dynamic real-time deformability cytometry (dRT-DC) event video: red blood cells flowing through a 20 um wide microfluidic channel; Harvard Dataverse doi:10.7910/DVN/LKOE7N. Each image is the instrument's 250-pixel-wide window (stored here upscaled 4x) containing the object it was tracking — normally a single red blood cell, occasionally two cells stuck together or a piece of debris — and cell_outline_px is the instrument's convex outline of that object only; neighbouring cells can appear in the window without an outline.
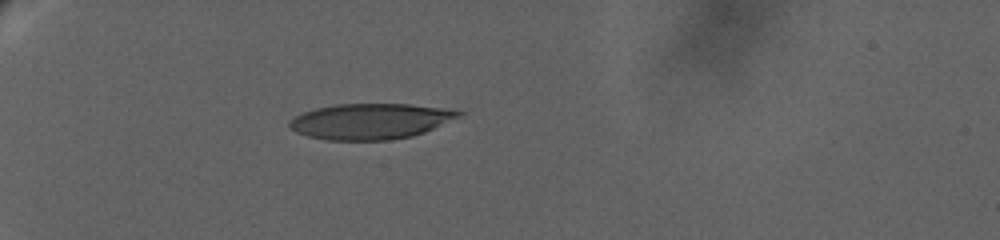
{"species": "human", "species_latin": "Homo sapiens", "temperature_condition": "warm", "stored_images_in_passage": 6, "camera_frame_rate_fps": 3000, "um_per_image_px": 0.085, "donor": {"sex": "female"}, "frame": {"image": 1, "passage_image": 1, "time_ms": 0.0, "image_size_px": [1000, 240], "cell_outline_px": [[464, 112], [460, 116], [424, 132], [412, 136], [392, 140], [328, 140], [308, 136], [296, 132], [288, 128], [288, 120], [300, 112], [316, 108], [336, 104], [408, 104], [440, 108]], "centroid_in_image_um": [31.4, 10.31], "position_along_channel_um": 53.6, "area_um2": 35.14}}